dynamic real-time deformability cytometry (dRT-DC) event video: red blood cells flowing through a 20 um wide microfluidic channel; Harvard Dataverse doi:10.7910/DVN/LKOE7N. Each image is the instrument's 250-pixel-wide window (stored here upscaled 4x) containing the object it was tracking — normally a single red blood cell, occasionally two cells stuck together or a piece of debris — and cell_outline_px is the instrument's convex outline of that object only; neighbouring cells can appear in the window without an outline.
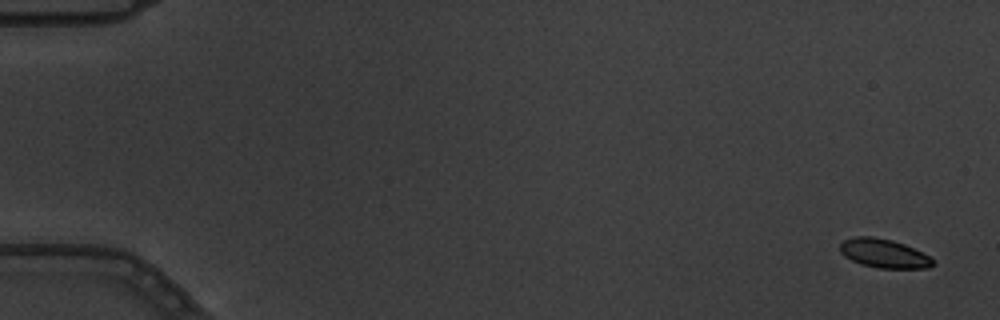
{"species": "common noctule bat (a hibernating species)", "species_latin": "Nyctalus noctula", "temperature_condition": "warm", "stored_images_in_passage": 7, "camera_frame_rate_fps": 3000, "um_per_image_px": 0.085, "animal": {"sex": "male", "body_mass_g": 19.5, "forearm_length_mm": 54.6}, "frame": {"image": 1, "passage_image": 1, "time_ms": 0.0, "image_size_px": [1000, 320], "cell_outline_px": [[936, 264], [928, 268], [880, 268], [860, 264], [844, 256], [840, 252], [840, 244], [844, 240], [856, 236], [872, 236], [892, 240], [904, 244], [928, 256]], "centroid_in_image_um": [75.1, 21.54], "position_along_channel_um": 9.9, "area_um2": 15.49}}
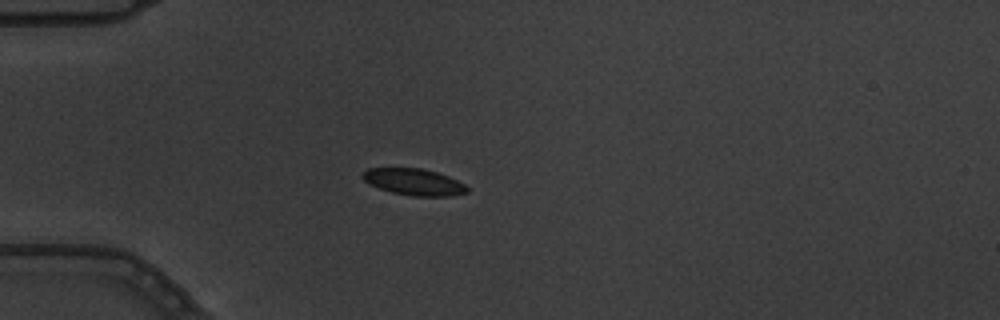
{"frame": {"image": 2, "passage_image": 5, "time_ms": 1.333, "image_size_px": [1000, 320], "cell_outline_px": [[468, 192], [452, 196], [412, 196], [392, 192], [368, 184], [360, 176], [368, 168], [420, 168], [436, 172], [448, 176], [464, 184], [468, 188]], "centroid_in_image_um": [35.17, 15.47], "position_along_channel_um": 49.8, "area_um2": 16.13}}